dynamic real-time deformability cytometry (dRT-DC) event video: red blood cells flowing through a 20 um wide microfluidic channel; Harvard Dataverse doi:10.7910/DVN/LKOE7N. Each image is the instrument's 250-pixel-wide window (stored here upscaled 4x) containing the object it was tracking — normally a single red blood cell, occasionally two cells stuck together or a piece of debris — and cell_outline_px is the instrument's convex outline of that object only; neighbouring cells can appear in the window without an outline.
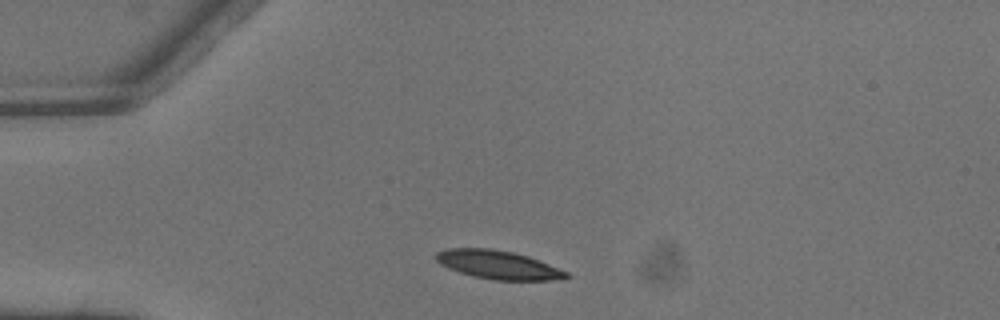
{"species": "common noctule bat (a hibernating species)", "species_latin": "Nyctalus noctula", "temperature_condition": "warm", "stored_images_in_passage": 3, "camera_frame_rate_fps": 3000, "um_per_image_px": 0.085, "animal": {"sex": "male", "body_mass_g": 13.3}, "frame": {"image": 1, "passage_image": 1, "time_ms": 0.0, "image_size_px": [1000, 320], "cell_outline_px": [[568, 276], [564, 280], [492, 280], [472, 276], [448, 268], [440, 264], [436, 260], [436, 252], [448, 248], [488, 248], [512, 252], [528, 256], [568, 272]], "centroid_in_image_um": [42.33, 22.51], "position_along_channel_um": 42.7, "area_um2": 21.62}}
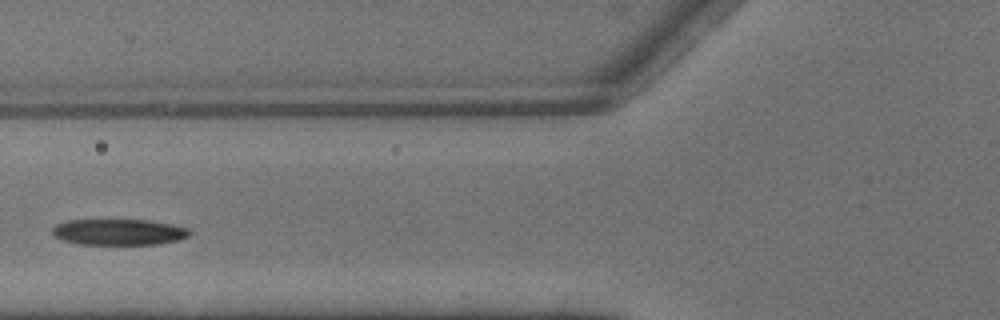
{"frame": {"image": 2, "passage_image": 3, "time_ms": 0.667, "image_size_px": [1000, 320], "cell_outline_px": [[192, 232], [188, 236], [180, 240], [160, 244], [76, 244], [60, 240], [52, 236], [52, 228], [56, 224], [68, 220], [148, 220], [172, 224], [188, 228]], "centroid_in_image_um": [10.08, 19.73], "position_along_channel_um": 115.7, "area_um2": 21.1}}